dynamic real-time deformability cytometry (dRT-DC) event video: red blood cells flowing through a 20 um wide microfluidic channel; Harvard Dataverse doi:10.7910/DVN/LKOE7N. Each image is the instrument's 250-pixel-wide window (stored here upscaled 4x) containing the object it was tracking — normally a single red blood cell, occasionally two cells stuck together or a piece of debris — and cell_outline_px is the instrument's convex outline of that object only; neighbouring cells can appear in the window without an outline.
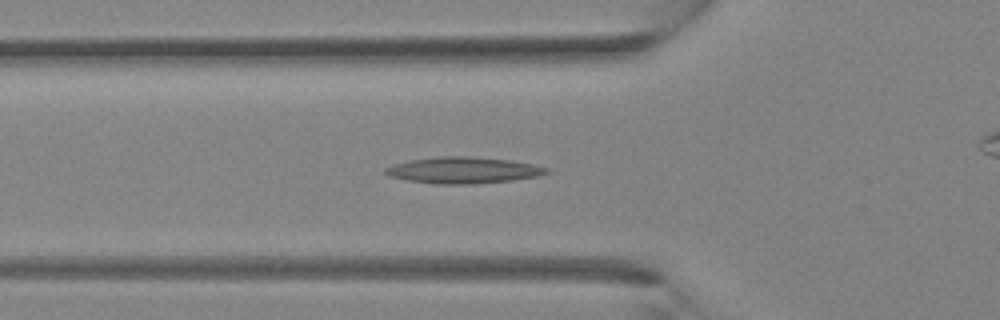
{"species": "Egyptian fruit bat (a non-hibernating species)", "species_latin": "Rousettus aegyptiacus", "temperature_condition": "room temperature", "stored_images_in_passage": 37, "camera_frame_rate_fps": 3000, "um_per_image_px": 0.085, "animal": {"sex": "female"}, "frame": {"image": 1, "passage_image": 12, "time_ms": 3.667, "image_size_px": [1000, 320], "cell_outline_px": [[552, 172], [540, 176], [512, 180], [476, 184], [436, 184], [408, 180], [388, 176], [384, 172], [384, 168], [392, 164], [408, 160], [436, 156], [468, 156], [512, 160], [532, 164], [548, 168]], "centroid_in_image_um": [39.37, 14.46], "position_along_channel_um": 86.4, "area_um2": 25.09}}
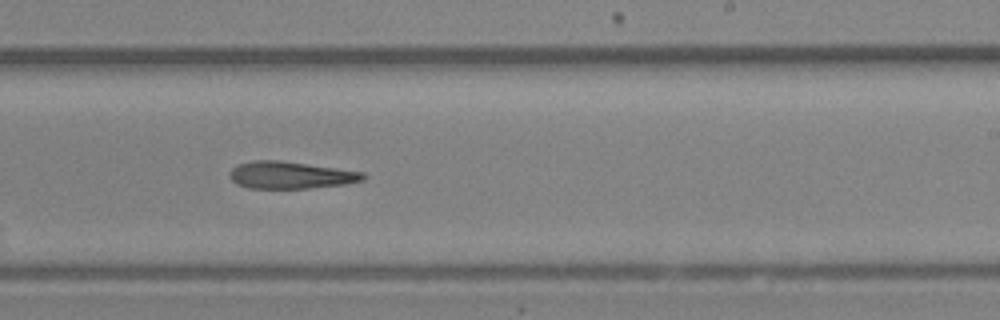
{"frame": {"image": 2, "passage_image": 22, "time_ms": 7.0, "image_size_px": [1000, 320], "cell_outline_px": [[368, 176], [364, 180], [344, 184], [308, 188], [248, 188], [236, 184], [232, 180], [228, 172], [236, 164], [252, 160], [280, 160], [364, 172]], "centroid_in_image_um": [24.67, 14.88], "position_along_channel_um": 264.3, "area_um2": 21.21}}
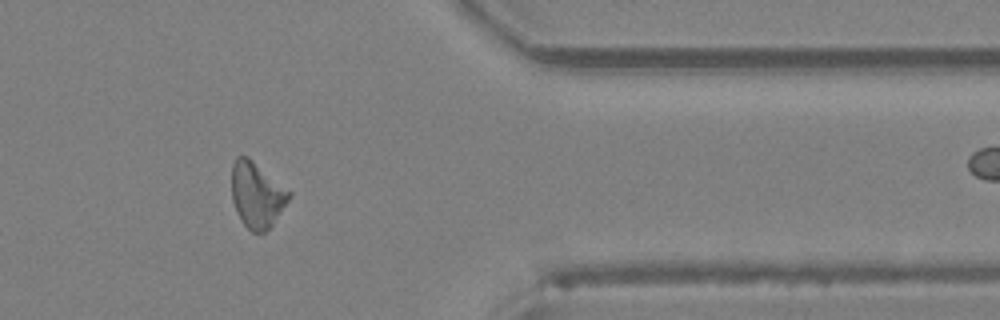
{"frame": {"image": 3, "passage_image": 30, "time_ms": 9.667, "image_size_px": [1000, 320], "cell_outline_px": [[292, 196], [272, 224], [264, 232], [252, 232], [240, 220], [232, 200], [232, 164], [236, 156], [248, 156], [292, 192]], "centroid_in_image_um": [21.83, 16.54], "position_along_channel_um": 389.6, "area_um2": 21.91}}